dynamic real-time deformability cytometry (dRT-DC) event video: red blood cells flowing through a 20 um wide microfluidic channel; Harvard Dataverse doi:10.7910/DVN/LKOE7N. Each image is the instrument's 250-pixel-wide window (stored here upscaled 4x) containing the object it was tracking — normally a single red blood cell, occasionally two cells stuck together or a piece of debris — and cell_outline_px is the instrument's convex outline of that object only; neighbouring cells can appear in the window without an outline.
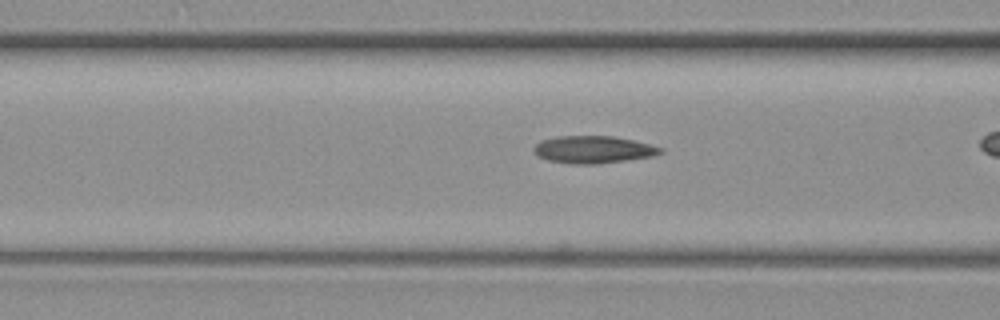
{"species": "common noctule bat (a hibernating species)", "species_latin": "Nyctalus noctula", "temperature_condition": "warm", "stored_images_in_passage": 31, "camera_frame_rate_fps": 3000, "um_per_image_px": 0.085, "animal": {"sex": "female", "body_mass_g": 19.3, "forearm_length_mm": 54.1}, "frame": {"image": 1, "passage_image": 6, "time_ms": 1.667, "image_size_px": [1000, 320], "cell_outline_px": [[664, 152], [652, 156], [596, 164], [572, 164], [548, 160], [536, 156], [532, 148], [540, 140], [560, 136], [612, 136], [632, 140], [664, 148]], "centroid_in_image_um": [50.39, 12.71], "position_along_channel_um": 116.2, "area_um2": 20.11}}
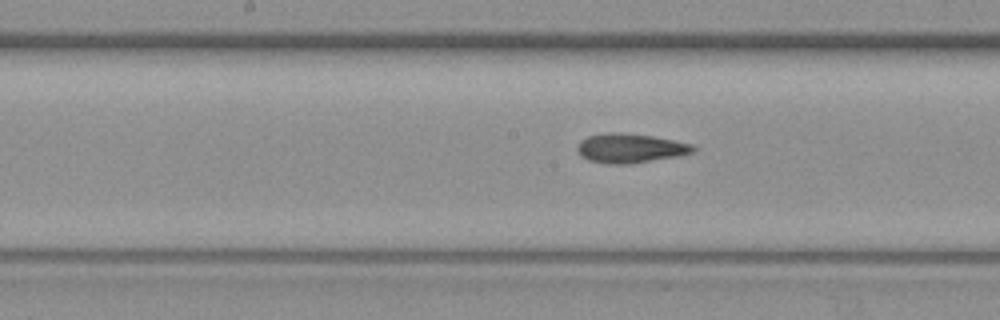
{"frame": {"image": 2, "passage_image": 13, "time_ms": 4.0, "image_size_px": [1000, 320], "cell_outline_px": [[696, 152], [680, 156], [632, 164], [608, 164], [588, 160], [580, 156], [576, 148], [580, 140], [588, 136], [608, 132], [620, 132], [652, 136], [692, 144], [696, 148]], "centroid_in_image_um": [53.57, 12.61], "position_along_channel_um": 194.6, "area_um2": 20.06}}
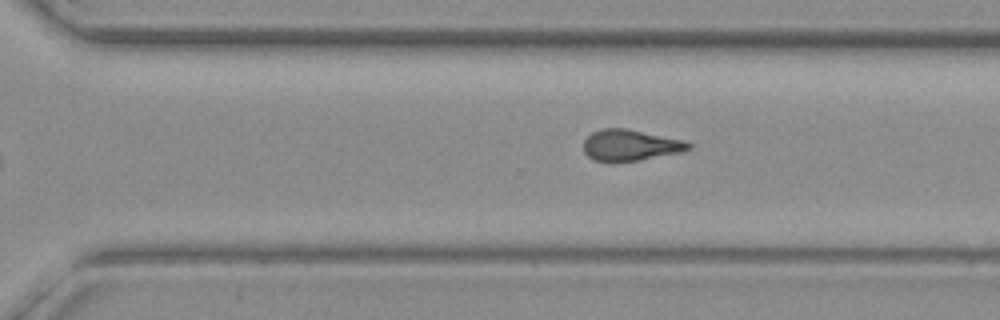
{"frame": {"image": 3, "passage_image": 24, "time_ms": 7.667, "image_size_px": [1000, 320], "cell_outline_px": [[692, 148], [680, 152], [640, 160], [592, 160], [584, 152], [584, 140], [592, 132], [600, 128], [628, 128], [684, 140], [692, 144]], "centroid_in_image_um": [53.59, 12.31], "position_along_channel_um": 317.0, "area_um2": 18.9}}